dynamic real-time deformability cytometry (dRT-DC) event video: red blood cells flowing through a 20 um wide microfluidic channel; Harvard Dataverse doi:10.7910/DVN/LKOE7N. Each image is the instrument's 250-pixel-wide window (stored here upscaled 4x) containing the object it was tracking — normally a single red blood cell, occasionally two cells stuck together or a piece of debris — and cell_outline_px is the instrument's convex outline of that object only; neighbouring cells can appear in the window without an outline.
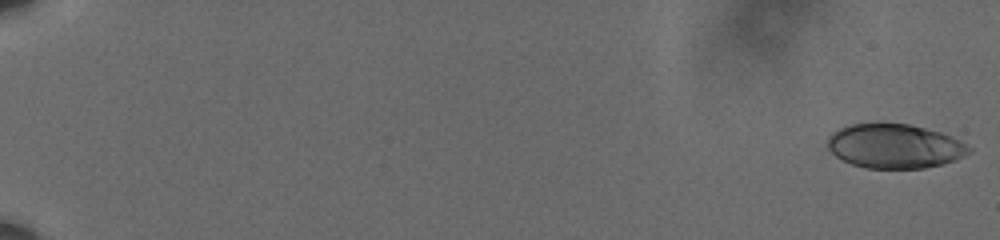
{"species": "human", "species_latin": "Homo sapiens", "temperature_condition": "cold", "stored_images_in_passage": 60, "camera_frame_rate_fps": 3000, "um_per_image_px": 0.085, "donor": {"sex": "male"}, "frame": {"image": 1, "passage_image": 1, "time_ms": 0.0, "image_size_px": [1000, 240], "cell_outline_px": [[972, 152], [964, 156], [940, 164], [924, 168], [868, 168], [852, 164], [836, 156], [828, 148], [828, 136], [832, 132], [840, 128], [852, 124], [908, 124], [940, 132], [960, 140], [972, 148]], "centroid_in_image_um": [76.05, 12.42], "position_along_channel_um": 8.9, "area_um2": 36.07}}
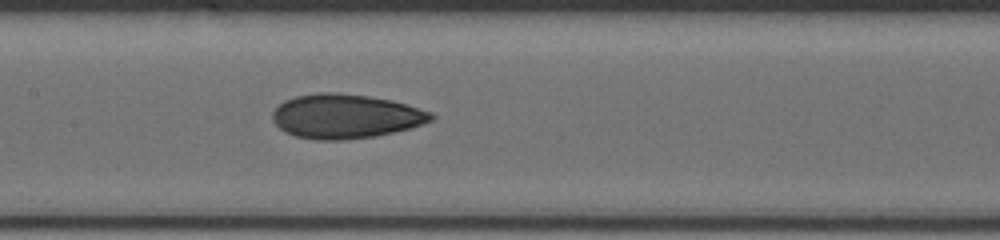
{"frame": {"image": 2, "passage_image": 33, "time_ms": 10.667, "image_size_px": [1000, 240], "cell_outline_px": [[436, 116], [432, 120], [424, 124], [412, 128], [376, 136], [344, 140], [316, 140], [296, 136], [280, 128], [276, 124], [272, 116], [272, 112], [284, 100], [296, 96], [320, 92], [336, 92], [368, 96], [392, 100], [432, 112]], "centroid_in_image_um": [29.41, 9.88], "position_along_channel_um": 178.0, "area_um2": 40.98}}
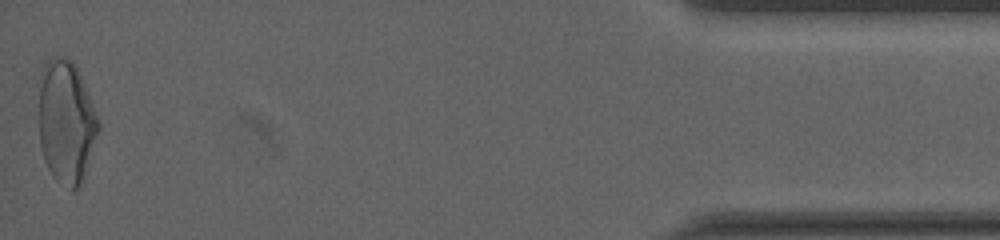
{"frame": {"image": 3, "passage_image": 60, "time_ms": 19.667, "image_size_px": [1000, 240], "cell_outline_px": [[100, 128], [84, 180], [80, 188], [72, 192], [56, 180], [52, 176], [44, 160], [40, 144], [40, 88], [44, 64], [48, 60], [60, 56], [68, 56], [76, 64], [100, 124]], "centroid_in_image_um": [5.66, 10.42], "position_along_channel_um": 429.5, "area_um2": 42.83}, "authors_computed_cell_mechanics": {"area_um2": 38.8705, "velocity_mm_per_s": 3.6162, "shape_relaxation_time_tau1_ms": 6.2686, "shape_relaxation_time_tau2_ms": 3.0724, "deformation_change_tau1": 0.1528, "deformation_change_tau2": 0.0813}}